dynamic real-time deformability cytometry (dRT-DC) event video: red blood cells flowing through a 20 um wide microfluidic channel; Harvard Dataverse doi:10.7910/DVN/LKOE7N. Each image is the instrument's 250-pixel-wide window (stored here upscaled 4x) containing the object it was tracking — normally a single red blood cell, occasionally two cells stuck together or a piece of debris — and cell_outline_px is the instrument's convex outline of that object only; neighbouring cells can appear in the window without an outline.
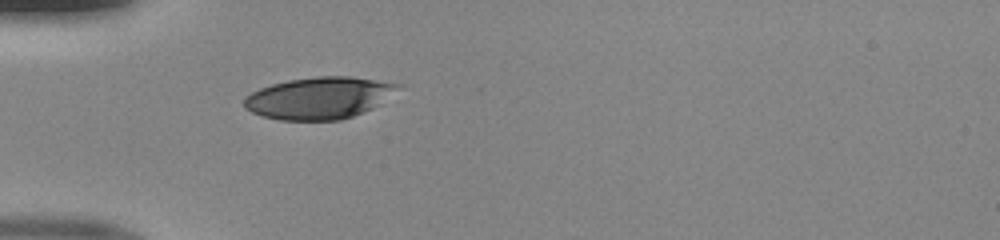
{"species": "human", "species_latin": "Homo sapiens", "temperature_condition": "room temperature", "stored_images_in_passage": 35, "camera_frame_rate_fps": 3000, "um_per_image_px": 0.085, "donor": {"sex": "male"}, "frame": {"image": 1, "passage_image": 1, "time_ms": 0.0, "image_size_px": [1000, 240], "cell_outline_px": [[400, 84], [380, 104], [372, 108], [352, 116], [340, 120], [280, 120], [264, 116], [252, 112], [244, 108], [244, 96], [260, 88], [272, 84], [288, 80], [316, 76], [352, 76]], "centroid_in_image_um": [27.06, 8.32], "position_along_channel_um": 57.9, "area_um2": 37.17}}
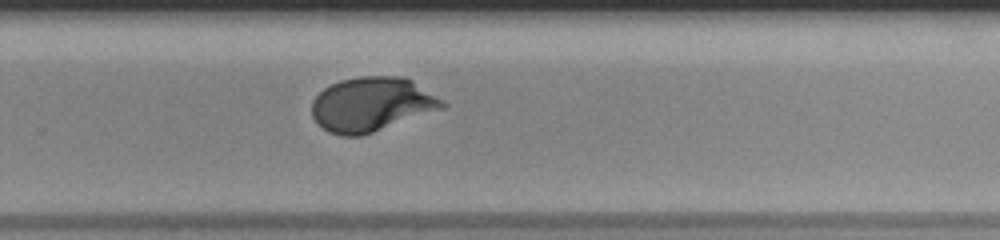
{"frame": {"image": 2, "passage_image": 19, "time_ms": 6.0, "image_size_px": [1000, 240], "cell_outline_px": [[448, 104], [444, 108], [360, 136], [340, 136], [328, 132], [312, 116], [312, 100], [324, 88], [340, 80], [360, 76], [400, 76], [412, 80], [444, 100]], "centroid_in_image_um": [31.6, 8.86], "position_along_channel_um": 298.2, "area_um2": 41.1}}
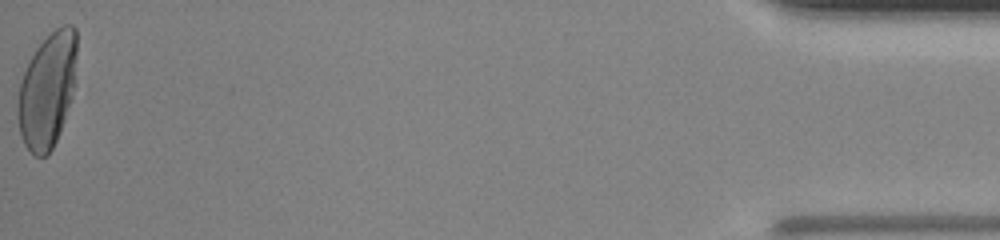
{"frame": {"image": 3, "passage_image": 35, "time_ms": 11.333, "image_size_px": [1000, 240], "cell_outline_px": [[76, 56], [72, 96], [64, 120], [56, 140], [52, 148], [44, 156], [36, 156], [24, 144], [20, 132], [16, 112], [16, 104], [20, 84], [24, 72], [36, 48], [56, 28], [64, 24], [72, 24], [76, 28]], "centroid_in_image_um": [4.01, 7.65], "position_along_channel_um": 431.2, "area_um2": 39.13}}